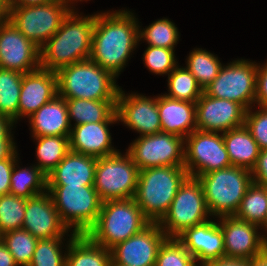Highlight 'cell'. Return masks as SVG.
<instances>
[{"label":"cell","instance_id":"6da1fadb","mask_svg":"<svg viewBox=\"0 0 267 266\" xmlns=\"http://www.w3.org/2000/svg\"><path fill=\"white\" fill-rule=\"evenodd\" d=\"M139 29L137 19L130 11L95 14L89 59L118 77L139 43Z\"/></svg>","mask_w":267,"mask_h":266},{"label":"cell","instance_id":"7a4b0ae2","mask_svg":"<svg viewBox=\"0 0 267 266\" xmlns=\"http://www.w3.org/2000/svg\"><path fill=\"white\" fill-rule=\"evenodd\" d=\"M74 9L60 29L40 49V68L57 72L60 68L88 60L91 54L95 14L79 16Z\"/></svg>","mask_w":267,"mask_h":266},{"label":"cell","instance_id":"3957f363","mask_svg":"<svg viewBox=\"0 0 267 266\" xmlns=\"http://www.w3.org/2000/svg\"><path fill=\"white\" fill-rule=\"evenodd\" d=\"M188 176L184 166H158L139 171L134 200L151 223L162 220Z\"/></svg>","mask_w":267,"mask_h":266},{"label":"cell","instance_id":"277c9868","mask_svg":"<svg viewBox=\"0 0 267 266\" xmlns=\"http://www.w3.org/2000/svg\"><path fill=\"white\" fill-rule=\"evenodd\" d=\"M58 95L64 99L117 100L120 87L115 76L90 59L60 68Z\"/></svg>","mask_w":267,"mask_h":266},{"label":"cell","instance_id":"5b68a950","mask_svg":"<svg viewBox=\"0 0 267 266\" xmlns=\"http://www.w3.org/2000/svg\"><path fill=\"white\" fill-rule=\"evenodd\" d=\"M150 223L134 198L109 200L102 202L98 219L86 235L96 244L111 249Z\"/></svg>","mask_w":267,"mask_h":266},{"label":"cell","instance_id":"8992f818","mask_svg":"<svg viewBox=\"0 0 267 266\" xmlns=\"http://www.w3.org/2000/svg\"><path fill=\"white\" fill-rule=\"evenodd\" d=\"M200 181L210 216H234L253 182L251 171L229 166L197 177Z\"/></svg>","mask_w":267,"mask_h":266},{"label":"cell","instance_id":"52a82bcc","mask_svg":"<svg viewBox=\"0 0 267 266\" xmlns=\"http://www.w3.org/2000/svg\"><path fill=\"white\" fill-rule=\"evenodd\" d=\"M47 192L69 232L87 234L94 226L102 205L94 186L47 185Z\"/></svg>","mask_w":267,"mask_h":266},{"label":"cell","instance_id":"ba28073f","mask_svg":"<svg viewBox=\"0 0 267 266\" xmlns=\"http://www.w3.org/2000/svg\"><path fill=\"white\" fill-rule=\"evenodd\" d=\"M74 8L67 0L43 5L9 7L7 20L37 47L43 46L59 29Z\"/></svg>","mask_w":267,"mask_h":266},{"label":"cell","instance_id":"9c48e42d","mask_svg":"<svg viewBox=\"0 0 267 266\" xmlns=\"http://www.w3.org/2000/svg\"><path fill=\"white\" fill-rule=\"evenodd\" d=\"M209 216L200 181L188 176L158 224L168 238H177L186 229L209 220Z\"/></svg>","mask_w":267,"mask_h":266},{"label":"cell","instance_id":"30bf717a","mask_svg":"<svg viewBox=\"0 0 267 266\" xmlns=\"http://www.w3.org/2000/svg\"><path fill=\"white\" fill-rule=\"evenodd\" d=\"M139 171L127 152L97 158L93 186L101 201L134 198Z\"/></svg>","mask_w":267,"mask_h":266},{"label":"cell","instance_id":"8fae6325","mask_svg":"<svg viewBox=\"0 0 267 266\" xmlns=\"http://www.w3.org/2000/svg\"><path fill=\"white\" fill-rule=\"evenodd\" d=\"M258 64L238 59L222 65L217 77L203 90L214 98L241 104L246 110L255 104Z\"/></svg>","mask_w":267,"mask_h":266},{"label":"cell","instance_id":"7c38bea8","mask_svg":"<svg viewBox=\"0 0 267 266\" xmlns=\"http://www.w3.org/2000/svg\"><path fill=\"white\" fill-rule=\"evenodd\" d=\"M229 166L223 133L194 130L184 139V167L189 176L197 178Z\"/></svg>","mask_w":267,"mask_h":266},{"label":"cell","instance_id":"4fadbf2b","mask_svg":"<svg viewBox=\"0 0 267 266\" xmlns=\"http://www.w3.org/2000/svg\"><path fill=\"white\" fill-rule=\"evenodd\" d=\"M140 170L184 166V138L171 133L139 136L126 151Z\"/></svg>","mask_w":267,"mask_h":266},{"label":"cell","instance_id":"5bb4252c","mask_svg":"<svg viewBox=\"0 0 267 266\" xmlns=\"http://www.w3.org/2000/svg\"><path fill=\"white\" fill-rule=\"evenodd\" d=\"M0 68L29 73L40 68V49L7 19L0 22Z\"/></svg>","mask_w":267,"mask_h":266},{"label":"cell","instance_id":"9a60e30c","mask_svg":"<svg viewBox=\"0 0 267 266\" xmlns=\"http://www.w3.org/2000/svg\"><path fill=\"white\" fill-rule=\"evenodd\" d=\"M166 238L158 223H150L112 247L111 259L125 266H155L158 250Z\"/></svg>","mask_w":267,"mask_h":266},{"label":"cell","instance_id":"2e32d148","mask_svg":"<svg viewBox=\"0 0 267 266\" xmlns=\"http://www.w3.org/2000/svg\"><path fill=\"white\" fill-rule=\"evenodd\" d=\"M125 95L120 88L116 101V115L125 126L140 136L162 132L158 112V96L149 98L141 94Z\"/></svg>","mask_w":267,"mask_h":266},{"label":"cell","instance_id":"e0dca14e","mask_svg":"<svg viewBox=\"0 0 267 266\" xmlns=\"http://www.w3.org/2000/svg\"><path fill=\"white\" fill-rule=\"evenodd\" d=\"M246 109L239 103L218 99L204 92L196 102V128L224 133L244 125Z\"/></svg>","mask_w":267,"mask_h":266},{"label":"cell","instance_id":"ac0fdd59","mask_svg":"<svg viewBox=\"0 0 267 266\" xmlns=\"http://www.w3.org/2000/svg\"><path fill=\"white\" fill-rule=\"evenodd\" d=\"M224 236L225 257L249 260L267 247V235H260V227L237 219L235 216L219 217Z\"/></svg>","mask_w":267,"mask_h":266},{"label":"cell","instance_id":"d6986e66","mask_svg":"<svg viewBox=\"0 0 267 266\" xmlns=\"http://www.w3.org/2000/svg\"><path fill=\"white\" fill-rule=\"evenodd\" d=\"M22 229L28 231L38 240L62 237L69 231L61 221L47 191L26 200Z\"/></svg>","mask_w":267,"mask_h":266},{"label":"cell","instance_id":"ffe728a7","mask_svg":"<svg viewBox=\"0 0 267 266\" xmlns=\"http://www.w3.org/2000/svg\"><path fill=\"white\" fill-rule=\"evenodd\" d=\"M177 239L200 266L225 257L223 232L219 223L212 219L186 229Z\"/></svg>","mask_w":267,"mask_h":266},{"label":"cell","instance_id":"44dd1931","mask_svg":"<svg viewBox=\"0 0 267 266\" xmlns=\"http://www.w3.org/2000/svg\"><path fill=\"white\" fill-rule=\"evenodd\" d=\"M58 95L56 72L42 68L24 73L18 106V119L29 118L42 105Z\"/></svg>","mask_w":267,"mask_h":266},{"label":"cell","instance_id":"7402d4cb","mask_svg":"<svg viewBox=\"0 0 267 266\" xmlns=\"http://www.w3.org/2000/svg\"><path fill=\"white\" fill-rule=\"evenodd\" d=\"M115 122H90L72 126L69 135L70 150L96 158L116 154L111 145L108 126Z\"/></svg>","mask_w":267,"mask_h":266},{"label":"cell","instance_id":"603a6c76","mask_svg":"<svg viewBox=\"0 0 267 266\" xmlns=\"http://www.w3.org/2000/svg\"><path fill=\"white\" fill-rule=\"evenodd\" d=\"M97 158L70 150L46 176L47 185L93 186Z\"/></svg>","mask_w":267,"mask_h":266},{"label":"cell","instance_id":"cb8c5ba5","mask_svg":"<svg viewBox=\"0 0 267 266\" xmlns=\"http://www.w3.org/2000/svg\"><path fill=\"white\" fill-rule=\"evenodd\" d=\"M158 112L161 129L183 137L189 136L196 128V103L158 96Z\"/></svg>","mask_w":267,"mask_h":266},{"label":"cell","instance_id":"d4e9b609","mask_svg":"<svg viewBox=\"0 0 267 266\" xmlns=\"http://www.w3.org/2000/svg\"><path fill=\"white\" fill-rule=\"evenodd\" d=\"M29 123L32 137L69 136L72 128L65 99L59 95L33 113Z\"/></svg>","mask_w":267,"mask_h":266},{"label":"cell","instance_id":"484cf974","mask_svg":"<svg viewBox=\"0 0 267 266\" xmlns=\"http://www.w3.org/2000/svg\"><path fill=\"white\" fill-rule=\"evenodd\" d=\"M67 242L66 266H109L111 250L96 244L86 234L71 232Z\"/></svg>","mask_w":267,"mask_h":266},{"label":"cell","instance_id":"4316f807","mask_svg":"<svg viewBox=\"0 0 267 266\" xmlns=\"http://www.w3.org/2000/svg\"><path fill=\"white\" fill-rule=\"evenodd\" d=\"M223 139L232 166L252 171L260 148L245 125L224 132Z\"/></svg>","mask_w":267,"mask_h":266},{"label":"cell","instance_id":"83f0119b","mask_svg":"<svg viewBox=\"0 0 267 266\" xmlns=\"http://www.w3.org/2000/svg\"><path fill=\"white\" fill-rule=\"evenodd\" d=\"M117 100H87V99H65L70 125L71 120L75 125L98 122H118L116 115Z\"/></svg>","mask_w":267,"mask_h":266},{"label":"cell","instance_id":"f1b7e54d","mask_svg":"<svg viewBox=\"0 0 267 266\" xmlns=\"http://www.w3.org/2000/svg\"><path fill=\"white\" fill-rule=\"evenodd\" d=\"M17 162L19 161L15 162L12 169L9 194L30 199L45 193L47 191L46 175L36 165L19 168Z\"/></svg>","mask_w":267,"mask_h":266},{"label":"cell","instance_id":"f546056e","mask_svg":"<svg viewBox=\"0 0 267 266\" xmlns=\"http://www.w3.org/2000/svg\"><path fill=\"white\" fill-rule=\"evenodd\" d=\"M37 141L36 166L47 176L70 151L69 136L34 137Z\"/></svg>","mask_w":267,"mask_h":266},{"label":"cell","instance_id":"4dcf8cb0","mask_svg":"<svg viewBox=\"0 0 267 266\" xmlns=\"http://www.w3.org/2000/svg\"><path fill=\"white\" fill-rule=\"evenodd\" d=\"M23 73L0 68V115L15 123L18 120V106Z\"/></svg>","mask_w":267,"mask_h":266},{"label":"cell","instance_id":"1f68e13d","mask_svg":"<svg viewBox=\"0 0 267 266\" xmlns=\"http://www.w3.org/2000/svg\"><path fill=\"white\" fill-rule=\"evenodd\" d=\"M266 212L267 188L252 182L234 216L260 227L264 223Z\"/></svg>","mask_w":267,"mask_h":266},{"label":"cell","instance_id":"d6a6232c","mask_svg":"<svg viewBox=\"0 0 267 266\" xmlns=\"http://www.w3.org/2000/svg\"><path fill=\"white\" fill-rule=\"evenodd\" d=\"M168 98L196 103L203 89L198 85L194 75L185 67L178 65L168 74Z\"/></svg>","mask_w":267,"mask_h":266},{"label":"cell","instance_id":"836d02e7","mask_svg":"<svg viewBox=\"0 0 267 266\" xmlns=\"http://www.w3.org/2000/svg\"><path fill=\"white\" fill-rule=\"evenodd\" d=\"M186 60V68L203 90L217 77L222 66L216 55L200 48L193 49Z\"/></svg>","mask_w":267,"mask_h":266},{"label":"cell","instance_id":"e575fe53","mask_svg":"<svg viewBox=\"0 0 267 266\" xmlns=\"http://www.w3.org/2000/svg\"><path fill=\"white\" fill-rule=\"evenodd\" d=\"M0 239L12 254L18 266H28L32 260L38 239L24 229L6 232Z\"/></svg>","mask_w":267,"mask_h":266},{"label":"cell","instance_id":"d590c367","mask_svg":"<svg viewBox=\"0 0 267 266\" xmlns=\"http://www.w3.org/2000/svg\"><path fill=\"white\" fill-rule=\"evenodd\" d=\"M139 41L145 39L148 46L174 49L179 41V32L175 24L167 18L158 19L141 31H138Z\"/></svg>","mask_w":267,"mask_h":266},{"label":"cell","instance_id":"8d00e7d4","mask_svg":"<svg viewBox=\"0 0 267 266\" xmlns=\"http://www.w3.org/2000/svg\"><path fill=\"white\" fill-rule=\"evenodd\" d=\"M26 200L12 194L0 196V235L22 229Z\"/></svg>","mask_w":267,"mask_h":266},{"label":"cell","instance_id":"74e56055","mask_svg":"<svg viewBox=\"0 0 267 266\" xmlns=\"http://www.w3.org/2000/svg\"><path fill=\"white\" fill-rule=\"evenodd\" d=\"M64 237L38 240L28 266H66V254L62 253Z\"/></svg>","mask_w":267,"mask_h":266},{"label":"cell","instance_id":"f35d334b","mask_svg":"<svg viewBox=\"0 0 267 266\" xmlns=\"http://www.w3.org/2000/svg\"><path fill=\"white\" fill-rule=\"evenodd\" d=\"M155 266H199L177 238H166L161 244Z\"/></svg>","mask_w":267,"mask_h":266},{"label":"cell","instance_id":"ab89813d","mask_svg":"<svg viewBox=\"0 0 267 266\" xmlns=\"http://www.w3.org/2000/svg\"><path fill=\"white\" fill-rule=\"evenodd\" d=\"M175 50L147 46L143 54L144 65L156 75L169 74L176 66Z\"/></svg>","mask_w":267,"mask_h":266},{"label":"cell","instance_id":"60d3db41","mask_svg":"<svg viewBox=\"0 0 267 266\" xmlns=\"http://www.w3.org/2000/svg\"><path fill=\"white\" fill-rule=\"evenodd\" d=\"M246 110L244 125L259 145L260 150L267 149V107L252 112Z\"/></svg>","mask_w":267,"mask_h":266},{"label":"cell","instance_id":"b9f144b4","mask_svg":"<svg viewBox=\"0 0 267 266\" xmlns=\"http://www.w3.org/2000/svg\"><path fill=\"white\" fill-rule=\"evenodd\" d=\"M17 150L8 158L0 160V196L9 194L12 169L18 158Z\"/></svg>","mask_w":267,"mask_h":266},{"label":"cell","instance_id":"7bdbcfd3","mask_svg":"<svg viewBox=\"0 0 267 266\" xmlns=\"http://www.w3.org/2000/svg\"><path fill=\"white\" fill-rule=\"evenodd\" d=\"M255 104L259 107H267V62L258 65Z\"/></svg>","mask_w":267,"mask_h":266},{"label":"cell","instance_id":"ee69618b","mask_svg":"<svg viewBox=\"0 0 267 266\" xmlns=\"http://www.w3.org/2000/svg\"><path fill=\"white\" fill-rule=\"evenodd\" d=\"M253 182L267 188V149L260 150L255 167L251 171Z\"/></svg>","mask_w":267,"mask_h":266},{"label":"cell","instance_id":"f6af8a7d","mask_svg":"<svg viewBox=\"0 0 267 266\" xmlns=\"http://www.w3.org/2000/svg\"><path fill=\"white\" fill-rule=\"evenodd\" d=\"M203 266H250V262L249 260L223 257L210 260Z\"/></svg>","mask_w":267,"mask_h":266},{"label":"cell","instance_id":"bcb514c9","mask_svg":"<svg viewBox=\"0 0 267 266\" xmlns=\"http://www.w3.org/2000/svg\"><path fill=\"white\" fill-rule=\"evenodd\" d=\"M14 123L9 117L0 115V139H13L11 130Z\"/></svg>","mask_w":267,"mask_h":266},{"label":"cell","instance_id":"7dc6e473","mask_svg":"<svg viewBox=\"0 0 267 266\" xmlns=\"http://www.w3.org/2000/svg\"><path fill=\"white\" fill-rule=\"evenodd\" d=\"M16 151L13 139H0V160L8 159Z\"/></svg>","mask_w":267,"mask_h":266},{"label":"cell","instance_id":"c3c4849f","mask_svg":"<svg viewBox=\"0 0 267 266\" xmlns=\"http://www.w3.org/2000/svg\"><path fill=\"white\" fill-rule=\"evenodd\" d=\"M0 266H18L12 254L0 239Z\"/></svg>","mask_w":267,"mask_h":266},{"label":"cell","instance_id":"681fc988","mask_svg":"<svg viewBox=\"0 0 267 266\" xmlns=\"http://www.w3.org/2000/svg\"><path fill=\"white\" fill-rule=\"evenodd\" d=\"M56 0H10V7L43 5Z\"/></svg>","mask_w":267,"mask_h":266},{"label":"cell","instance_id":"f907efd6","mask_svg":"<svg viewBox=\"0 0 267 266\" xmlns=\"http://www.w3.org/2000/svg\"><path fill=\"white\" fill-rule=\"evenodd\" d=\"M250 266H267V248L249 259Z\"/></svg>","mask_w":267,"mask_h":266},{"label":"cell","instance_id":"816d5d0a","mask_svg":"<svg viewBox=\"0 0 267 266\" xmlns=\"http://www.w3.org/2000/svg\"><path fill=\"white\" fill-rule=\"evenodd\" d=\"M7 6L0 0V20L7 19Z\"/></svg>","mask_w":267,"mask_h":266},{"label":"cell","instance_id":"f5cc1de1","mask_svg":"<svg viewBox=\"0 0 267 266\" xmlns=\"http://www.w3.org/2000/svg\"><path fill=\"white\" fill-rule=\"evenodd\" d=\"M262 228L267 232V212L265 215L264 223L260 226V229H262Z\"/></svg>","mask_w":267,"mask_h":266},{"label":"cell","instance_id":"db71d44e","mask_svg":"<svg viewBox=\"0 0 267 266\" xmlns=\"http://www.w3.org/2000/svg\"><path fill=\"white\" fill-rule=\"evenodd\" d=\"M109 266H125V265H122V264H119V263H115V262L111 259Z\"/></svg>","mask_w":267,"mask_h":266},{"label":"cell","instance_id":"11a10c76","mask_svg":"<svg viewBox=\"0 0 267 266\" xmlns=\"http://www.w3.org/2000/svg\"><path fill=\"white\" fill-rule=\"evenodd\" d=\"M6 6L7 8L10 7V0H1Z\"/></svg>","mask_w":267,"mask_h":266},{"label":"cell","instance_id":"9f6ffc18","mask_svg":"<svg viewBox=\"0 0 267 266\" xmlns=\"http://www.w3.org/2000/svg\"><path fill=\"white\" fill-rule=\"evenodd\" d=\"M68 2H70V5L73 4L74 2L73 1H76V0H67ZM78 1V0H77ZM79 1H82V0H79Z\"/></svg>","mask_w":267,"mask_h":266}]
</instances>
